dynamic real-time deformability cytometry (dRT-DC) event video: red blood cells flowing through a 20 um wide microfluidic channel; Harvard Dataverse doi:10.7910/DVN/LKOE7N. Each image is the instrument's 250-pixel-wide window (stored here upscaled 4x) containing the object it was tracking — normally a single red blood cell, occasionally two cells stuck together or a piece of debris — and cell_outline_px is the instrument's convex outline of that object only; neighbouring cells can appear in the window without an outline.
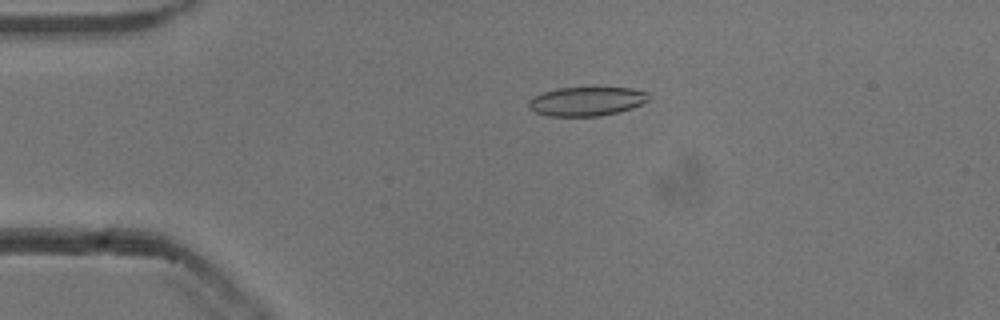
{"species": "common noctule bat (a hibernating species)", "species_latin": "Nyctalus noctula", "temperature_condition": "cold", "stored_images_in_passage": 48, "camera_frame_rate_fps": 3000, "um_per_image_px": 0.085, "animal": {"sex": "male", "body_mass_g": 13.3}, "frame": {"image": 1, "passage_image": 6, "time_ms": 1.667, "image_size_px": [1000, 320], "cell_outline_px": [[648, 100], [632, 108], [600, 116], [548, 116], [536, 112], [528, 108], [528, 100], [544, 92], [556, 88], [632, 88], [648, 92]], "centroid_in_image_um": [49.84, 8.61], "position_along_channel_um": 35.2, "area_um2": 20.11}}
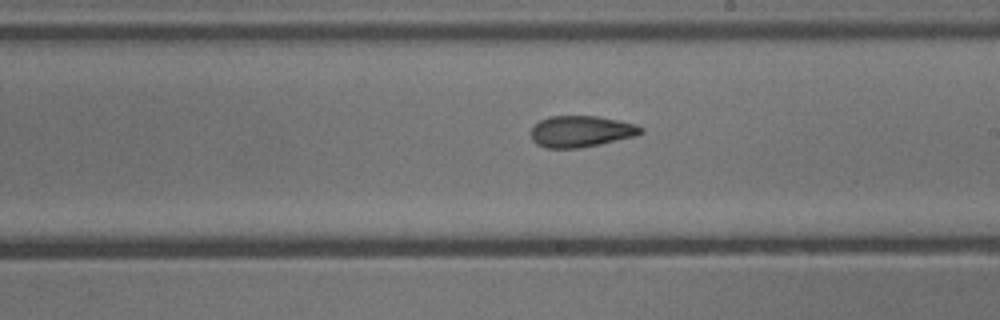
{"frame": {"image": 2, "passage_image": 25, "time_ms": 8.0, "image_size_px": [1000, 320], "cell_outline_px": [[644, 132], [636, 136], [600, 144], [580, 148], [548, 148], [536, 144], [532, 140], [532, 128], [540, 120], [548, 116], [596, 116], [620, 120], [636, 124], [644, 128]], "centroid_in_image_um": [49.42, 11.16], "position_along_channel_um": 239.6, "area_um2": 20.17}}
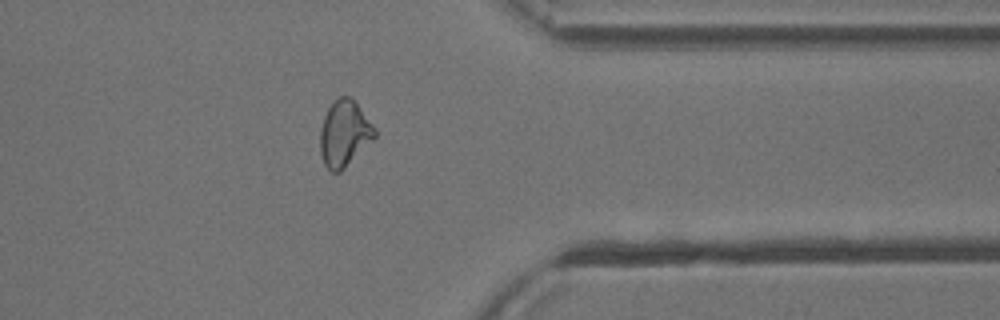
{"frame": {"image": 3, "passage_image": 37, "time_ms": 12.0, "image_size_px": [1000, 320], "cell_outline_px": [[376, 136], [340, 172], [332, 172], [324, 164], [320, 152], [320, 128], [324, 116], [332, 100], [340, 96], [352, 96], [376, 128]], "centroid_in_image_um": [29.26, 11.3], "position_along_channel_um": 382.1, "area_um2": 21.1}, "authors_computed_cell_mechanics": {"area_um2": 20.6057, "velocity_mm_per_s": 3.8417, "shape_relaxation_time_tau1_ms": 11.3407, "shape_relaxation_time_tau2_ms": 4.3747, "deformation_change_tau1": 0.2294, "deformation_change_tau2": 0.0956}}